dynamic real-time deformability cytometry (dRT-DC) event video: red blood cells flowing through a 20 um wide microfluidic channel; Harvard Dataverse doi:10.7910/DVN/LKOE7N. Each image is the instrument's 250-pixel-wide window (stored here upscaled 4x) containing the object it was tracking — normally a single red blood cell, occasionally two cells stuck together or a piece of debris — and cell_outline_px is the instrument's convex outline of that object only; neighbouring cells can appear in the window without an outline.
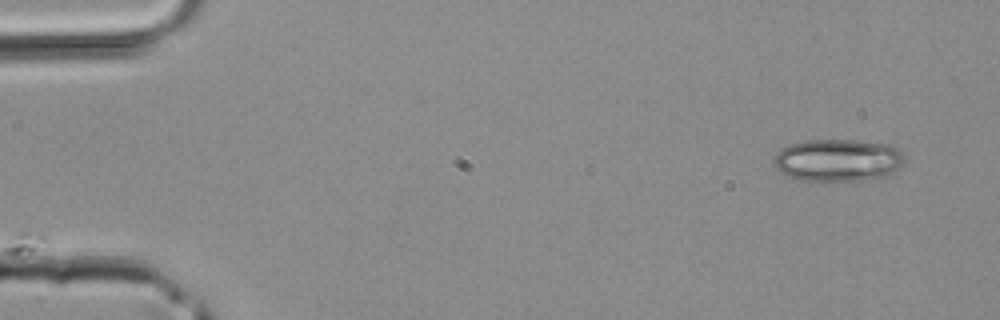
{"species": "common noctule bat (a hibernating species)", "species_latin": "Nyctalus noctula", "temperature_condition": "room temperature", "stored_images_in_passage": 40, "camera_frame_rate_fps": 3000, "um_per_image_px": 0.085, "animal": {"sex": "male", "body_mass_g": 20.4}, "frame": {"image": 1, "passage_image": 1, "time_ms": 0.0, "image_size_px": [1000, 320], "cell_outline_px": [[904, 160], [892, 172], [876, 180], [800, 180], [788, 176], [780, 172], [776, 168], [772, 160], [776, 152], [788, 144], [804, 140], [856, 140], [888, 144], [900, 148], [904, 156]], "centroid_in_image_um": [71.2, 13.6], "position_along_channel_um": 13.8, "area_um2": 32.48}}
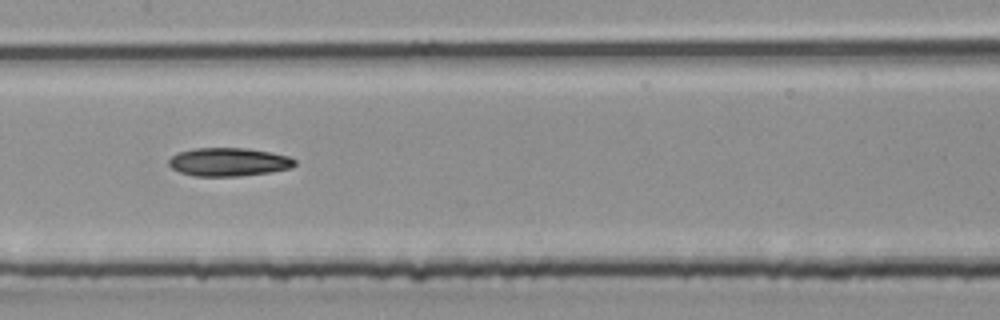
{"frame": {"image": 2, "passage_image": 19, "time_ms": 6.0, "image_size_px": [1000, 320], "cell_outline_px": [[296, 164], [292, 168], [268, 172], [240, 176], [192, 176], [180, 172], [172, 168], [168, 164], [168, 160], [172, 156], [180, 152], [192, 148], [248, 148], [288, 156], [296, 160]], "centroid_in_image_um": [19.42, 13.77], "position_along_channel_um": 188.0, "area_um2": 20.81}}
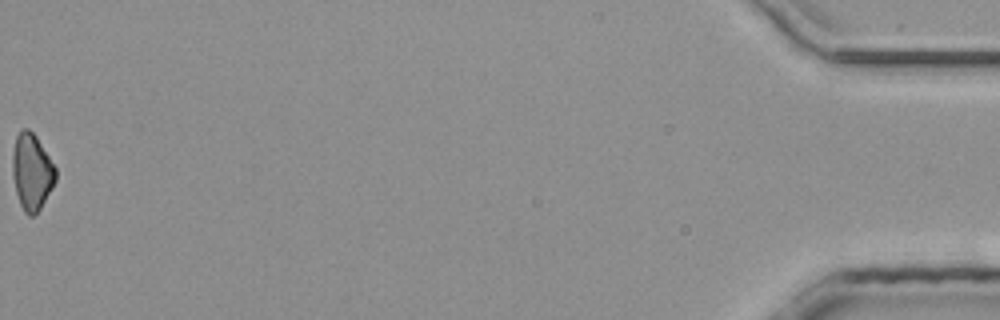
{"frame": {"image": 3, "passage_image": 40, "time_ms": 13.0, "image_size_px": [1000, 320], "cell_outline_px": [[56, 180], [52, 188], [40, 208], [32, 216], [28, 216], [24, 212], [20, 204], [16, 192], [12, 172], [12, 152], [16, 136], [24, 128], [28, 128], [36, 136], [56, 168]], "centroid_in_image_um": [2.69, 14.6], "position_along_channel_um": 432.5, "area_um2": 19.07}}